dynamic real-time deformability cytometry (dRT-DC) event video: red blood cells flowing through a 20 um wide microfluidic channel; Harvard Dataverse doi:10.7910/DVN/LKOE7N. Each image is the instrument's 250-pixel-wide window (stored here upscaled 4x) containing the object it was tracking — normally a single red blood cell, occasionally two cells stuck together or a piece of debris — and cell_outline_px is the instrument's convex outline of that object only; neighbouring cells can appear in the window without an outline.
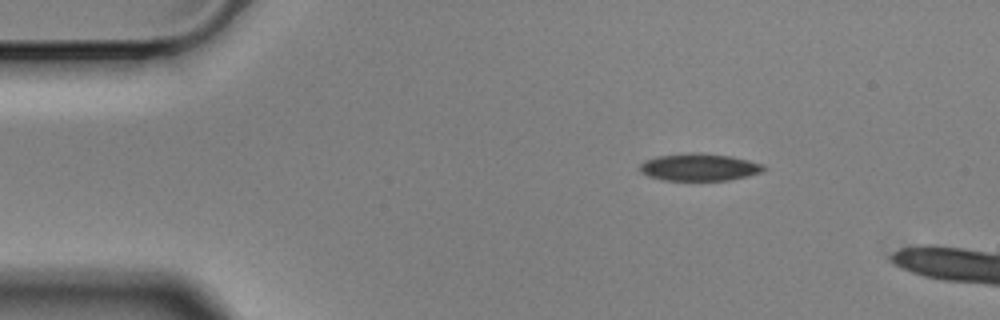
{"species": "Egyptian fruit bat (a non-hibernating species)", "species_latin": "Rousettus aegyptiacus", "temperature_condition": "cold", "stored_images_in_passage": 3, "camera_frame_rate_fps": 3000, "um_per_image_px": 0.085, "animal": {"sex": "male"}, "frame": {"image": 1, "passage_image": 1, "time_ms": 0.0, "image_size_px": [1000, 320], "cell_outline_px": [[764, 168], [760, 172], [748, 176], [728, 180], [664, 180], [648, 176], [640, 172], [640, 164], [644, 160], [656, 156], [696, 152], [732, 156], [748, 160], [760, 164]], "centroid_in_image_um": [59.38, 14.2], "position_along_channel_um": 25.6, "area_um2": 19.54}}